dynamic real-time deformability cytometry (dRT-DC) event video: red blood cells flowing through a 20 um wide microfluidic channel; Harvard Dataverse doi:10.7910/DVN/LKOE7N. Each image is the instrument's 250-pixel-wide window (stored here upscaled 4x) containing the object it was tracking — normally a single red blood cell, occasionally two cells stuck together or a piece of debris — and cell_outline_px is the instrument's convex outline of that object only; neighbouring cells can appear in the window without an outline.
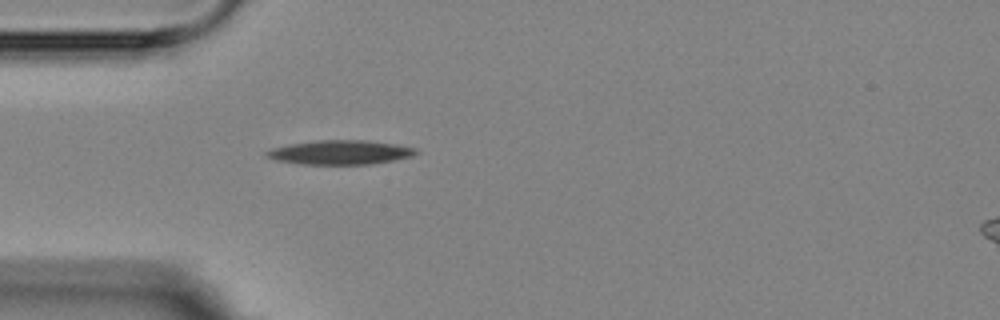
{"species": "Egyptian fruit bat (a non-hibernating species)", "species_latin": "Rousettus aegyptiacus", "temperature_condition": "room temperature", "stored_images_in_passage": 3, "camera_frame_rate_fps": 3000, "um_per_image_px": 0.085, "animal": {"sex": "female"}, "frame": {"image": 1, "passage_image": 3, "time_ms": 3.333, "image_size_px": [1000, 320], "cell_outline_px": [[420, 152], [412, 156], [396, 160], [372, 164], [300, 164], [276, 160], [264, 156], [264, 152], [272, 148], [292, 144], [320, 140], [368, 140], [396, 144], [416, 148]], "centroid_in_image_um": [28.95, 12.95], "position_along_channel_um": 56.0, "area_um2": 21.15}}